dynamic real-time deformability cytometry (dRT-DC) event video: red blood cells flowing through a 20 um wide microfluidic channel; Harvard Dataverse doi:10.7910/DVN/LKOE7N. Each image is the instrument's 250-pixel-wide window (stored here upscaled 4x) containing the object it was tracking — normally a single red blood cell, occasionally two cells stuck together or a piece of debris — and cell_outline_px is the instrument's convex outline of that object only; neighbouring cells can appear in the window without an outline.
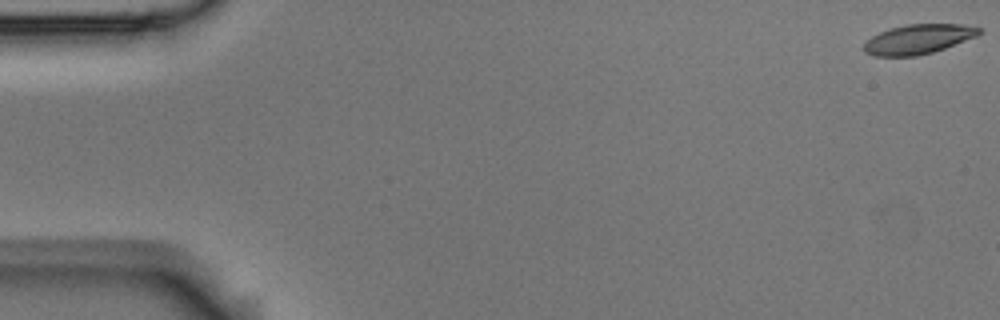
{"species": "Egyptian fruit bat (a non-hibernating species)", "species_latin": "Rousettus aegyptiacus", "temperature_condition": "room temperature", "stored_images_in_passage": 8, "camera_frame_rate_fps": 3000, "um_per_image_px": 0.085, "animal": {"sex": "male"}, "frame": {"image": 1, "passage_image": 1, "time_ms": 0.0, "image_size_px": [1000, 320], "cell_outline_px": [[980, 32], [976, 36], [944, 48], [932, 52], [916, 56], [872, 56], [864, 52], [864, 44], [872, 36], [880, 32], [904, 24], [960, 24], [980, 28]], "centroid_in_image_um": [78.01, 3.33], "position_along_channel_um": 7.0, "area_um2": 19.59}}